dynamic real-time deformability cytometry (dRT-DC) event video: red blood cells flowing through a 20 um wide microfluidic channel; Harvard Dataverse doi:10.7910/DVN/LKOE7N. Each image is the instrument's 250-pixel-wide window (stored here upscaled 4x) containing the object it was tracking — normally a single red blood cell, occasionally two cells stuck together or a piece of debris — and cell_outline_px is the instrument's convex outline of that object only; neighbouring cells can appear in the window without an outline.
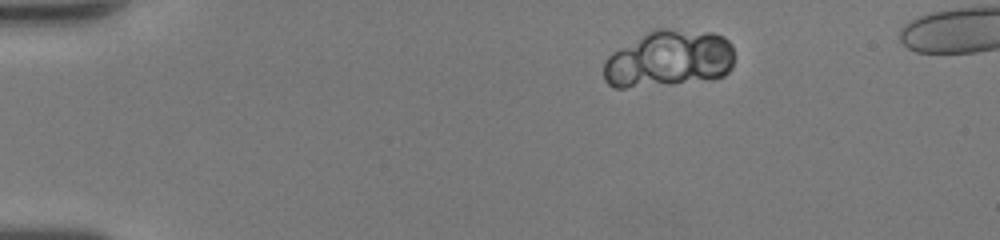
{"species": "human", "species_latin": "Homo sapiens", "temperature_condition": "room temperature", "stored_images_in_passage": 1, "camera_frame_rate_fps": 3000, "um_per_image_px": 0.085, "donor": {"sex": "female"}, "frame": {"image": 1, "passage_image": 1, "time_ms": 0.0, "image_size_px": [1000, 240], "cell_outline_px": [[732, 68], [724, 76], [712, 80], [624, 88], [616, 88], [608, 84], [604, 80], [604, 64], [608, 56], [612, 52], [652, 28], [668, 28], [712, 32], [724, 36], [732, 44]], "centroid_in_image_um": [56.86, 4.99], "position_along_channel_um": 28.1, "area_um2": 43.87}}